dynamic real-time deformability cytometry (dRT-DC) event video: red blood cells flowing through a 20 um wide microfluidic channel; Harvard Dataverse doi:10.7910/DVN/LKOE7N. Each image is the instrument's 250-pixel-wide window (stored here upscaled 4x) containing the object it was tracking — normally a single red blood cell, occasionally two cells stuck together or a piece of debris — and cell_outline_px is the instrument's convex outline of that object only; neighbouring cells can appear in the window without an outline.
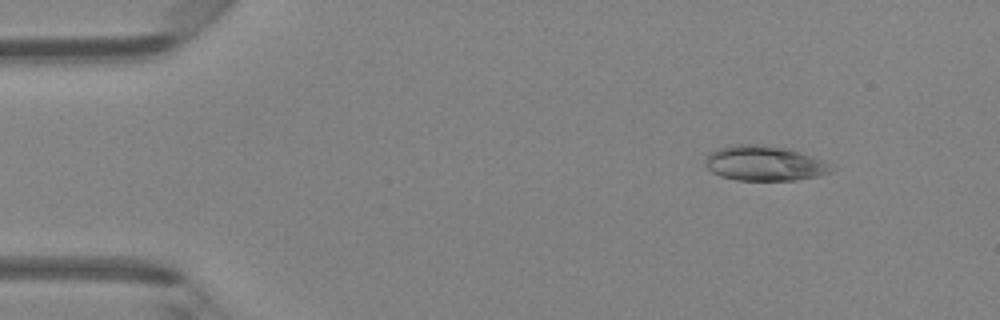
{"species": "Egyptian fruit bat (a non-hibernating species)", "species_latin": "Rousettus aegyptiacus", "temperature_condition": "room temperature", "stored_images_in_passage": 47, "camera_frame_rate_fps": 3000, "um_per_image_px": 0.085, "animal": {"sex": "female"}, "frame": {"image": 1, "passage_image": 6, "time_ms": 1.667, "image_size_px": [1000, 320], "cell_outline_px": [[836, 168], [832, 172], [820, 176], [796, 180], [736, 180], [720, 176], [712, 172], [704, 164], [704, 160], [712, 152], [720, 148], [736, 144], [760, 144], [788, 148], [800, 152], [820, 160]], "centroid_in_image_um": [64.98, 13.89], "position_along_channel_um": 20.0, "area_um2": 25.66}}
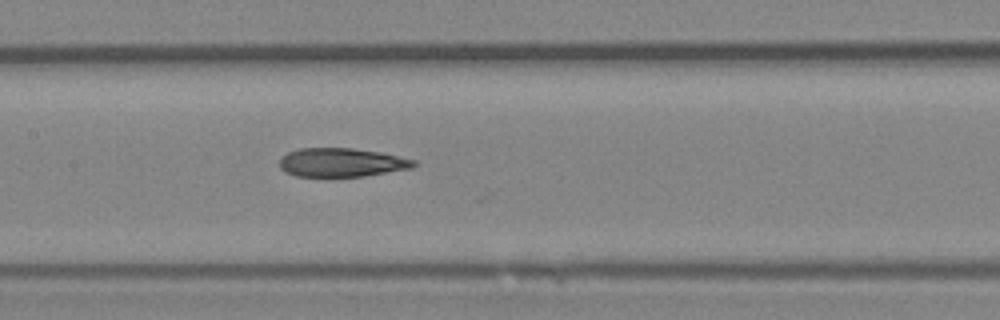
{"frame": {"image": 2, "passage_image": 23, "time_ms": 7.333, "image_size_px": [1000, 320], "cell_outline_px": [[416, 164], [412, 168], [364, 176], [296, 176], [284, 172], [280, 168], [280, 160], [288, 152], [300, 148], [352, 148], [376, 152], [416, 160]], "centroid_in_image_um": [29.01, 13.81], "position_along_channel_um": 178.4, "area_um2": 22.2}}
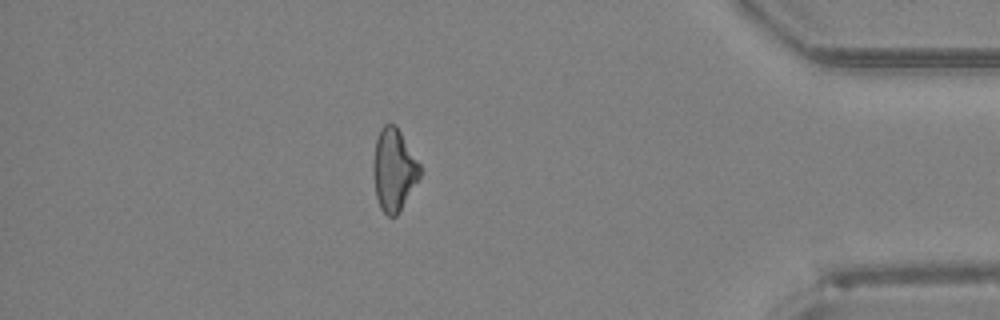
{"frame": {"image": 3, "passage_image": 41, "time_ms": 13.333, "image_size_px": [1000, 320], "cell_outline_px": [[420, 176], [400, 212], [396, 216], [388, 216], [380, 208], [376, 196], [372, 172], [372, 164], [376, 140], [380, 128], [384, 124], [396, 124], [420, 164]], "centroid_in_image_um": [33.46, 14.43], "position_along_channel_um": 401.7, "area_um2": 22.48}}